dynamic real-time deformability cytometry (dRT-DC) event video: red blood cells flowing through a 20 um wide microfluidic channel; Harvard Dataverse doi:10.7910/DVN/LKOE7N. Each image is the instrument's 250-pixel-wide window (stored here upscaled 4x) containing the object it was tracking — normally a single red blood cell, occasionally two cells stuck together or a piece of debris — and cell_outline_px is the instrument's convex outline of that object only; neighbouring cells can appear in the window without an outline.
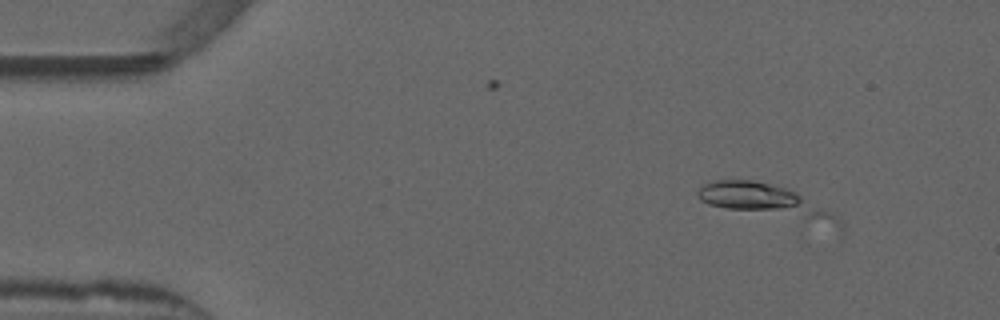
{"species": "common noctule bat (a hibernating species)", "species_latin": "Nyctalus noctula", "temperature_condition": "warm", "stored_images_in_passage": 2, "camera_frame_rate_fps": 3000, "um_per_image_px": 0.085, "animal": {"sex": "male", "forearm_length_mm": 52.5}, "frame": {"image": 1, "passage_image": 1, "time_ms": 0.0, "image_size_px": [1000, 320], "cell_outline_px": [[844, 232], [840, 232], [708, 204], [700, 200], [696, 196], [696, 192], [704, 184], [712, 180], [752, 180], [788, 188], [796, 192], [828, 212], [840, 220], [844, 224]], "centroid_in_image_um": [65.25, 17.21], "position_along_channel_um": 19.8, "area_um2": 27.92}}